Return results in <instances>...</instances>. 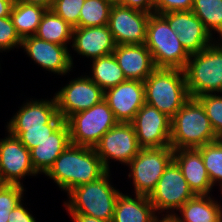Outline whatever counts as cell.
<instances>
[{"label": "cell", "instance_id": "d590c367", "mask_svg": "<svg viewBox=\"0 0 222 222\" xmlns=\"http://www.w3.org/2000/svg\"><path fill=\"white\" fill-rule=\"evenodd\" d=\"M194 0H154V13L192 10Z\"/></svg>", "mask_w": 222, "mask_h": 222}, {"label": "cell", "instance_id": "5bb4252c", "mask_svg": "<svg viewBox=\"0 0 222 222\" xmlns=\"http://www.w3.org/2000/svg\"><path fill=\"white\" fill-rule=\"evenodd\" d=\"M36 174L38 173L32 166L30 150L8 132V136L0 141V183L22 185V178Z\"/></svg>", "mask_w": 222, "mask_h": 222}, {"label": "cell", "instance_id": "2e32d148", "mask_svg": "<svg viewBox=\"0 0 222 222\" xmlns=\"http://www.w3.org/2000/svg\"><path fill=\"white\" fill-rule=\"evenodd\" d=\"M104 100L119 123H131L145 103L144 83L127 79L105 90Z\"/></svg>", "mask_w": 222, "mask_h": 222}, {"label": "cell", "instance_id": "4fadbf2b", "mask_svg": "<svg viewBox=\"0 0 222 222\" xmlns=\"http://www.w3.org/2000/svg\"><path fill=\"white\" fill-rule=\"evenodd\" d=\"M150 14L113 3L108 26L116 45L145 44Z\"/></svg>", "mask_w": 222, "mask_h": 222}, {"label": "cell", "instance_id": "7a4b0ae2", "mask_svg": "<svg viewBox=\"0 0 222 222\" xmlns=\"http://www.w3.org/2000/svg\"><path fill=\"white\" fill-rule=\"evenodd\" d=\"M216 140L218 138L202 103L197 98L190 97L171 118V148H199Z\"/></svg>", "mask_w": 222, "mask_h": 222}, {"label": "cell", "instance_id": "f35d334b", "mask_svg": "<svg viewBox=\"0 0 222 222\" xmlns=\"http://www.w3.org/2000/svg\"><path fill=\"white\" fill-rule=\"evenodd\" d=\"M74 222H112V220H102L84 214H71Z\"/></svg>", "mask_w": 222, "mask_h": 222}, {"label": "cell", "instance_id": "83f0119b", "mask_svg": "<svg viewBox=\"0 0 222 222\" xmlns=\"http://www.w3.org/2000/svg\"><path fill=\"white\" fill-rule=\"evenodd\" d=\"M212 35V30L222 39V0H194L191 10Z\"/></svg>", "mask_w": 222, "mask_h": 222}, {"label": "cell", "instance_id": "7c38bea8", "mask_svg": "<svg viewBox=\"0 0 222 222\" xmlns=\"http://www.w3.org/2000/svg\"><path fill=\"white\" fill-rule=\"evenodd\" d=\"M195 194L190 189L178 165L172 161L159 179L149 199L155 210L176 211Z\"/></svg>", "mask_w": 222, "mask_h": 222}, {"label": "cell", "instance_id": "e0dca14e", "mask_svg": "<svg viewBox=\"0 0 222 222\" xmlns=\"http://www.w3.org/2000/svg\"><path fill=\"white\" fill-rule=\"evenodd\" d=\"M35 63L58 75H65L73 67V59L67 46L47 42L36 36L22 39L21 46Z\"/></svg>", "mask_w": 222, "mask_h": 222}, {"label": "cell", "instance_id": "d4e9b609", "mask_svg": "<svg viewBox=\"0 0 222 222\" xmlns=\"http://www.w3.org/2000/svg\"><path fill=\"white\" fill-rule=\"evenodd\" d=\"M46 10L43 6L22 1L13 4L10 18L21 39L36 34Z\"/></svg>", "mask_w": 222, "mask_h": 222}, {"label": "cell", "instance_id": "cb8c5ba5", "mask_svg": "<svg viewBox=\"0 0 222 222\" xmlns=\"http://www.w3.org/2000/svg\"><path fill=\"white\" fill-rule=\"evenodd\" d=\"M156 210L148 196L136 194L135 198L120 193L112 222H158Z\"/></svg>", "mask_w": 222, "mask_h": 222}, {"label": "cell", "instance_id": "3957f363", "mask_svg": "<svg viewBox=\"0 0 222 222\" xmlns=\"http://www.w3.org/2000/svg\"><path fill=\"white\" fill-rule=\"evenodd\" d=\"M143 83L145 103L170 118L190 98L184 70L156 68Z\"/></svg>", "mask_w": 222, "mask_h": 222}, {"label": "cell", "instance_id": "30bf717a", "mask_svg": "<svg viewBox=\"0 0 222 222\" xmlns=\"http://www.w3.org/2000/svg\"><path fill=\"white\" fill-rule=\"evenodd\" d=\"M104 167L110 171L108 160L128 165L141 149L131 123H118L104 134L94 147Z\"/></svg>", "mask_w": 222, "mask_h": 222}, {"label": "cell", "instance_id": "603a6c76", "mask_svg": "<svg viewBox=\"0 0 222 222\" xmlns=\"http://www.w3.org/2000/svg\"><path fill=\"white\" fill-rule=\"evenodd\" d=\"M183 216L171 213L172 222H222V206L210 195H195L178 209Z\"/></svg>", "mask_w": 222, "mask_h": 222}, {"label": "cell", "instance_id": "ab89813d", "mask_svg": "<svg viewBox=\"0 0 222 222\" xmlns=\"http://www.w3.org/2000/svg\"><path fill=\"white\" fill-rule=\"evenodd\" d=\"M12 7L13 3L9 0H0V18L10 16Z\"/></svg>", "mask_w": 222, "mask_h": 222}, {"label": "cell", "instance_id": "836d02e7", "mask_svg": "<svg viewBox=\"0 0 222 222\" xmlns=\"http://www.w3.org/2000/svg\"><path fill=\"white\" fill-rule=\"evenodd\" d=\"M85 0H55L51 8L73 28L79 27L80 11Z\"/></svg>", "mask_w": 222, "mask_h": 222}, {"label": "cell", "instance_id": "ba28073f", "mask_svg": "<svg viewBox=\"0 0 222 222\" xmlns=\"http://www.w3.org/2000/svg\"><path fill=\"white\" fill-rule=\"evenodd\" d=\"M174 150L171 147L141 148L128 164L135 194L150 196L165 169L173 161Z\"/></svg>", "mask_w": 222, "mask_h": 222}, {"label": "cell", "instance_id": "ac0fdd59", "mask_svg": "<svg viewBox=\"0 0 222 222\" xmlns=\"http://www.w3.org/2000/svg\"><path fill=\"white\" fill-rule=\"evenodd\" d=\"M7 124V131H26V128L44 127V124H62L55 96L51 100H31L20 107Z\"/></svg>", "mask_w": 222, "mask_h": 222}, {"label": "cell", "instance_id": "74e56055", "mask_svg": "<svg viewBox=\"0 0 222 222\" xmlns=\"http://www.w3.org/2000/svg\"><path fill=\"white\" fill-rule=\"evenodd\" d=\"M119 4L149 14L154 13V0H120Z\"/></svg>", "mask_w": 222, "mask_h": 222}, {"label": "cell", "instance_id": "f546056e", "mask_svg": "<svg viewBox=\"0 0 222 222\" xmlns=\"http://www.w3.org/2000/svg\"><path fill=\"white\" fill-rule=\"evenodd\" d=\"M197 149L203 158L212 186L218 181L222 190V139L207 143Z\"/></svg>", "mask_w": 222, "mask_h": 222}, {"label": "cell", "instance_id": "e575fe53", "mask_svg": "<svg viewBox=\"0 0 222 222\" xmlns=\"http://www.w3.org/2000/svg\"><path fill=\"white\" fill-rule=\"evenodd\" d=\"M22 39L17 34L10 16L0 18V51L21 46Z\"/></svg>", "mask_w": 222, "mask_h": 222}, {"label": "cell", "instance_id": "4dcf8cb0", "mask_svg": "<svg viewBox=\"0 0 222 222\" xmlns=\"http://www.w3.org/2000/svg\"><path fill=\"white\" fill-rule=\"evenodd\" d=\"M197 99L202 103L217 138L222 139V96L207 93Z\"/></svg>", "mask_w": 222, "mask_h": 222}, {"label": "cell", "instance_id": "ffe728a7", "mask_svg": "<svg viewBox=\"0 0 222 222\" xmlns=\"http://www.w3.org/2000/svg\"><path fill=\"white\" fill-rule=\"evenodd\" d=\"M113 55L129 80L144 82L156 69L145 44L116 45Z\"/></svg>", "mask_w": 222, "mask_h": 222}, {"label": "cell", "instance_id": "60d3db41", "mask_svg": "<svg viewBox=\"0 0 222 222\" xmlns=\"http://www.w3.org/2000/svg\"><path fill=\"white\" fill-rule=\"evenodd\" d=\"M25 3L35 4L43 6L46 9H51L53 7L55 0H19Z\"/></svg>", "mask_w": 222, "mask_h": 222}, {"label": "cell", "instance_id": "8992f818", "mask_svg": "<svg viewBox=\"0 0 222 222\" xmlns=\"http://www.w3.org/2000/svg\"><path fill=\"white\" fill-rule=\"evenodd\" d=\"M145 45L151 52L156 68L184 70L190 58L178 35L161 14H150Z\"/></svg>", "mask_w": 222, "mask_h": 222}, {"label": "cell", "instance_id": "52a82bcc", "mask_svg": "<svg viewBox=\"0 0 222 222\" xmlns=\"http://www.w3.org/2000/svg\"><path fill=\"white\" fill-rule=\"evenodd\" d=\"M71 144L94 148L101 137L119 122L103 99L100 103L71 115L66 120Z\"/></svg>", "mask_w": 222, "mask_h": 222}, {"label": "cell", "instance_id": "8fae6325", "mask_svg": "<svg viewBox=\"0 0 222 222\" xmlns=\"http://www.w3.org/2000/svg\"><path fill=\"white\" fill-rule=\"evenodd\" d=\"M69 82L55 93L58 114L65 121L71 115L87 110L104 99V91L87 75Z\"/></svg>", "mask_w": 222, "mask_h": 222}, {"label": "cell", "instance_id": "5b68a950", "mask_svg": "<svg viewBox=\"0 0 222 222\" xmlns=\"http://www.w3.org/2000/svg\"><path fill=\"white\" fill-rule=\"evenodd\" d=\"M221 42V43H220ZM190 54L184 68L189 96L222 93V40ZM218 43V44H217Z\"/></svg>", "mask_w": 222, "mask_h": 222}, {"label": "cell", "instance_id": "7bdbcfd3", "mask_svg": "<svg viewBox=\"0 0 222 222\" xmlns=\"http://www.w3.org/2000/svg\"><path fill=\"white\" fill-rule=\"evenodd\" d=\"M109 1H111L112 3H119L120 2V0H109Z\"/></svg>", "mask_w": 222, "mask_h": 222}, {"label": "cell", "instance_id": "8d00e7d4", "mask_svg": "<svg viewBox=\"0 0 222 222\" xmlns=\"http://www.w3.org/2000/svg\"><path fill=\"white\" fill-rule=\"evenodd\" d=\"M8 222H36L35 218L28 212L27 208L22 204V201L11 210Z\"/></svg>", "mask_w": 222, "mask_h": 222}, {"label": "cell", "instance_id": "7402d4cb", "mask_svg": "<svg viewBox=\"0 0 222 222\" xmlns=\"http://www.w3.org/2000/svg\"><path fill=\"white\" fill-rule=\"evenodd\" d=\"M70 144L69 127L64 121L51 136L30 150L34 170L39 174H45Z\"/></svg>", "mask_w": 222, "mask_h": 222}, {"label": "cell", "instance_id": "277c9868", "mask_svg": "<svg viewBox=\"0 0 222 222\" xmlns=\"http://www.w3.org/2000/svg\"><path fill=\"white\" fill-rule=\"evenodd\" d=\"M108 171L100 179L70 190L64 202L69 214H84L102 220H112L115 204L121 192L110 184Z\"/></svg>", "mask_w": 222, "mask_h": 222}, {"label": "cell", "instance_id": "4316f807", "mask_svg": "<svg viewBox=\"0 0 222 222\" xmlns=\"http://www.w3.org/2000/svg\"><path fill=\"white\" fill-rule=\"evenodd\" d=\"M91 69L93 74L89 78L103 91L127 80L113 54L94 59Z\"/></svg>", "mask_w": 222, "mask_h": 222}, {"label": "cell", "instance_id": "d6a6232c", "mask_svg": "<svg viewBox=\"0 0 222 222\" xmlns=\"http://www.w3.org/2000/svg\"><path fill=\"white\" fill-rule=\"evenodd\" d=\"M61 124H44V127L26 128V131H7L17 137L29 150L39 145L60 126Z\"/></svg>", "mask_w": 222, "mask_h": 222}, {"label": "cell", "instance_id": "ee69618b", "mask_svg": "<svg viewBox=\"0 0 222 222\" xmlns=\"http://www.w3.org/2000/svg\"><path fill=\"white\" fill-rule=\"evenodd\" d=\"M9 1L14 4V3H17L19 0H9Z\"/></svg>", "mask_w": 222, "mask_h": 222}, {"label": "cell", "instance_id": "484cf974", "mask_svg": "<svg viewBox=\"0 0 222 222\" xmlns=\"http://www.w3.org/2000/svg\"><path fill=\"white\" fill-rule=\"evenodd\" d=\"M73 29L52 9H47L34 36L47 42L67 46L66 44L72 40Z\"/></svg>", "mask_w": 222, "mask_h": 222}, {"label": "cell", "instance_id": "44dd1931", "mask_svg": "<svg viewBox=\"0 0 222 222\" xmlns=\"http://www.w3.org/2000/svg\"><path fill=\"white\" fill-rule=\"evenodd\" d=\"M173 161L195 195H210L213 186L197 148L174 150Z\"/></svg>", "mask_w": 222, "mask_h": 222}, {"label": "cell", "instance_id": "9a60e30c", "mask_svg": "<svg viewBox=\"0 0 222 222\" xmlns=\"http://www.w3.org/2000/svg\"><path fill=\"white\" fill-rule=\"evenodd\" d=\"M161 15L178 35L179 41L189 54L198 53L213 43L211 40L213 36L191 10L173 11Z\"/></svg>", "mask_w": 222, "mask_h": 222}, {"label": "cell", "instance_id": "f1b7e54d", "mask_svg": "<svg viewBox=\"0 0 222 222\" xmlns=\"http://www.w3.org/2000/svg\"><path fill=\"white\" fill-rule=\"evenodd\" d=\"M112 6L109 0H85L80 11L79 27L108 25Z\"/></svg>", "mask_w": 222, "mask_h": 222}, {"label": "cell", "instance_id": "d6986e66", "mask_svg": "<svg viewBox=\"0 0 222 222\" xmlns=\"http://www.w3.org/2000/svg\"><path fill=\"white\" fill-rule=\"evenodd\" d=\"M72 48L91 60L113 54L116 47L108 25L75 27L72 35Z\"/></svg>", "mask_w": 222, "mask_h": 222}, {"label": "cell", "instance_id": "6da1fadb", "mask_svg": "<svg viewBox=\"0 0 222 222\" xmlns=\"http://www.w3.org/2000/svg\"><path fill=\"white\" fill-rule=\"evenodd\" d=\"M107 172L94 148L70 144L45 175L68 193L77 186L100 179Z\"/></svg>", "mask_w": 222, "mask_h": 222}, {"label": "cell", "instance_id": "9c48e42d", "mask_svg": "<svg viewBox=\"0 0 222 222\" xmlns=\"http://www.w3.org/2000/svg\"><path fill=\"white\" fill-rule=\"evenodd\" d=\"M131 124L140 148L171 147V118L167 114L144 103Z\"/></svg>", "mask_w": 222, "mask_h": 222}, {"label": "cell", "instance_id": "b9f144b4", "mask_svg": "<svg viewBox=\"0 0 222 222\" xmlns=\"http://www.w3.org/2000/svg\"><path fill=\"white\" fill-rule=\"evenodd\" d=\"M158 222H172L169 218L162 217Z\"/></svg>", "mask_w": 222, "mask_h": 222}, {"label": "cell", "instance_id": "1f68e13d", "mask_svg": "<svg viewBox=\"0 0 222 222\" xmlns=\"http://www.w3.org/2000/svg\"><path fill=\"white\" fill-rule=\"evenodd\" d=\"M23 185L0 183V222H8V217L23 199Z\"/></svg>", "mask_w": 222, "mask_h": 222}]
</instances>
